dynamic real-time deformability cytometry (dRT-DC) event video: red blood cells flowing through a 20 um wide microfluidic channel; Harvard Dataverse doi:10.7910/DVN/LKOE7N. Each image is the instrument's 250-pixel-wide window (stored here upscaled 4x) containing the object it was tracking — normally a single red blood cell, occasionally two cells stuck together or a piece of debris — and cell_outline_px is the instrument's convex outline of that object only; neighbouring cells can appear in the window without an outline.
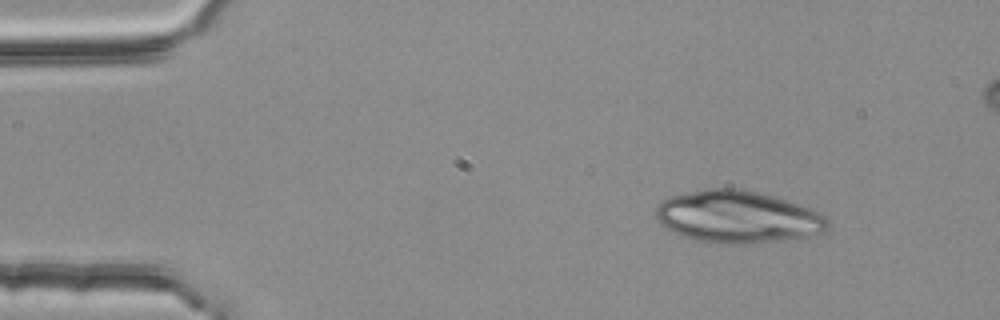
{"species": "common noctule bat (a hibernating species)", "species_latin": "Nyctalus noctula", "temperature_condition": "room temperature", "stored_images_in_passage": 3, "camera_frame_rate_fps": 3000, "um_per_image_px": 0.085, "animal": {"sex": "female", "body_mass_g": 25.1}, "frame": {"image": 1, "passage_image": 1, "time_ms": 0.0, "image_size_px": [1000, 320], "cell_outline_px": [[828, 228], [824, 232], [808, 236], [748, 244], [732, 244], [696, 240], [680, 236], [664, 228], [656, 216], [656, 208], [664, 200], [672, 196], [704, 188], [740, 188], [772, 196], [808, 208], [824, 216], [828, 220]], "centroid_in_image_um": [62.66, 18.44], "position_along_channel_um": 22.3, "area_um2": 51.79}}